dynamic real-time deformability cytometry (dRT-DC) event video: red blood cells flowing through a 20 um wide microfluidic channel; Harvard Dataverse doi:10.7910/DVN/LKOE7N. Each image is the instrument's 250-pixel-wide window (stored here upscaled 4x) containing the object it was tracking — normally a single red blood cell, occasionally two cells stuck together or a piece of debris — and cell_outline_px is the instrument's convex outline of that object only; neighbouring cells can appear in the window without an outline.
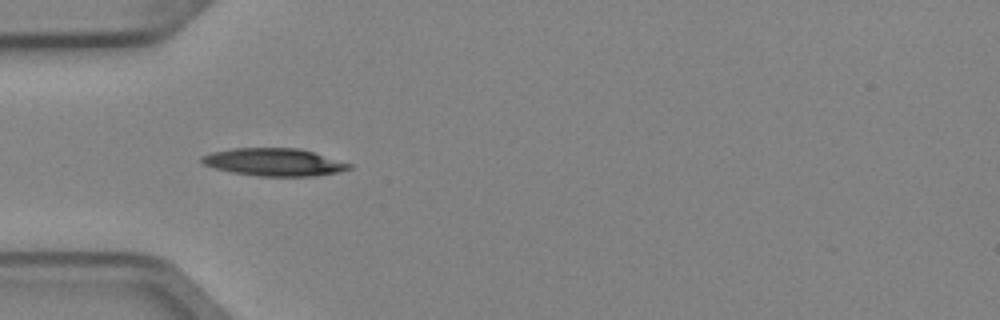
{"species": "Egyptian fruit bat (a non-hibernating species)", "species_latin": "Rousettus aegyptiacus", "temperature_condition": "cold", "stored_images_in_passage": 3, "camera_frame_rate_fps": 3000, "um_per_image_px": 0.085, "animal": {"sex": "female"}, "frame": {"image": 1, "passage_image": 2, "time_ms": 0.333, "image_size_px": [1000, 320], "cell_outline_px": [[352, 168], [336, 172], [312, 176], [260, 176], [232, 172], [216, 168], [204, 164], [200, 160], [200, 156], [212, 152], [232, 148], [300, 148], [352, 164]], "centroid_in_image_um": [23.28, 13.77], "position_along_channel_um": 61.7, "area_um2": 23.52}}
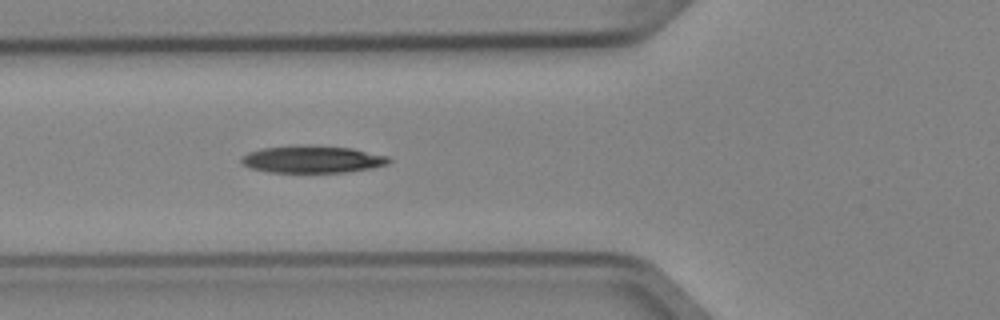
{"frame": {"image": 2, "passage_image": 3, "time_ms": 0.667, "image_size_px": [1000, 320], "cell_outline_px": [[392, 160], [388, 164], [372, 168], [348, 172], [268, 172], [252, 168], [244, 164], [240, 160], [248, 152], [260, 148], [296, 144], [312, 144], [352, 148], [388, 156]], "centroid_in_image_um": [26.57, 13.52], "position_along_channel_um": 99.2, "area_um2": 23.76}}